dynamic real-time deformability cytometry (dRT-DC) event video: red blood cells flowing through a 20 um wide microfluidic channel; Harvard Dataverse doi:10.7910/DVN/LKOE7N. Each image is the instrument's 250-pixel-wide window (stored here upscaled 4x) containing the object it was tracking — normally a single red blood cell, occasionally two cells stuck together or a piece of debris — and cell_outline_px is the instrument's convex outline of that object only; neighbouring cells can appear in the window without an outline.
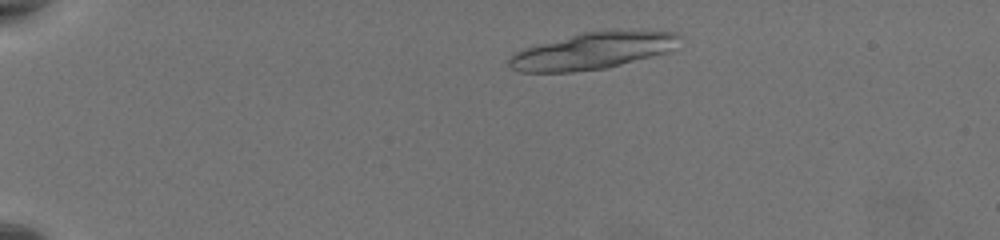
{"species": "common noctule bat (a hibernating species)", "species_latin": "Nyctalus noctula", "temperature_condition": "warm", "stored_images_in_passage": 21, "camera_frame_rate_fps": 3000, "um_per_image_px": 0.085, "animal": {"sex": "female", "body_mass_g": 19.5, "forearm_length_mm": 54.1}, "frame": {"image": 1, "passage_image": 7, "time_ms": 2.0, "image_size_px": [1000, 240], "cell_outline_px": [[680, 36], [668, 52], [604, 68], [572, 72], [520, 72], [512, 68], [508, 64], [508, 60], [512, 52], [524, 48], [580, 32], [676, 32]], "centroid_in_image_um": [50.24, 4.35], "position_along_channel_um": 34.8, "area_um2": 35.43}}